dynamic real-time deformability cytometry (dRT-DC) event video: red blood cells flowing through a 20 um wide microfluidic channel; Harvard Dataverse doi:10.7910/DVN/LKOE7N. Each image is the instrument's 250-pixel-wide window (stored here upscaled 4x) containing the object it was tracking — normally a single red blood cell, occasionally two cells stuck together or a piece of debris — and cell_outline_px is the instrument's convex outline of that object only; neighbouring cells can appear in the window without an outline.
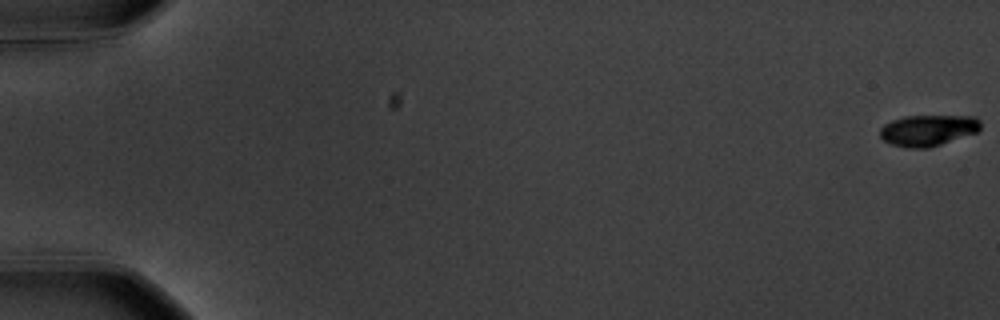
{"species": "common noctule bat (a hibernating species)", "species_latin": "Nyctalus noctula", "temperature_condition": "warm", "stored_images_in_passage": 58, "camera_frame_rate_fps": 3000, "um_per_image_px": 0.085, "animal": {"sex": "male", "body_mass_g": 20.1, "forearm_length_mm": 53.5}, "frame": {"image": 1, "passage_image": 1, "time_ms": 0.0, "image_size_px": [1000, 320], "cell_outline_px": [[980, 128], [976, 132], [928, 148], [908, 148], [892, 144], [884, 140], [880, 136], [880, 128], [884, 124], [892, 120], [904, 116], [976, 116], [980, 120]], "centroid_in_image_um": [78.86, 11.06], "position_along_channel_um": 6.1, "area_um2": 18.09}}
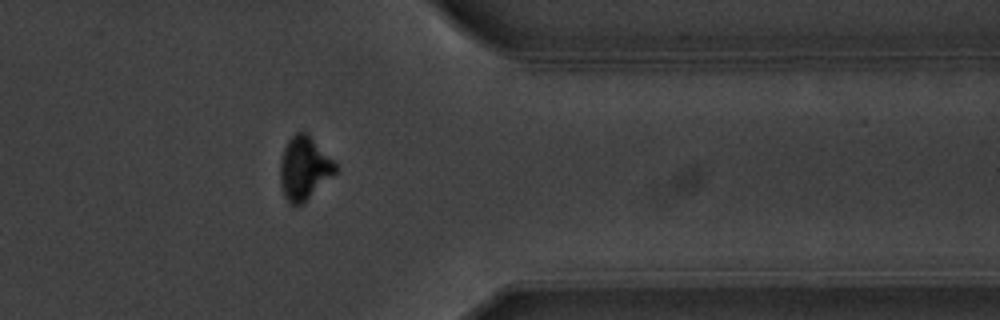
{"frame": {"image": 2, "passage_image": 48, "time_ms": 15.667, "image_size_px": [1000, 320], "cell_outline_px": [[336, 172], [296, 208], [284, 196], [280, 184], [280, 160], [284, 148], [288, 140], [296, 132], [308, 132], [336, 164]], "centroid_in_image_um": [25.82, 14.27], "position_along_channel_um": 385.6, "area_um2": 20.06}}
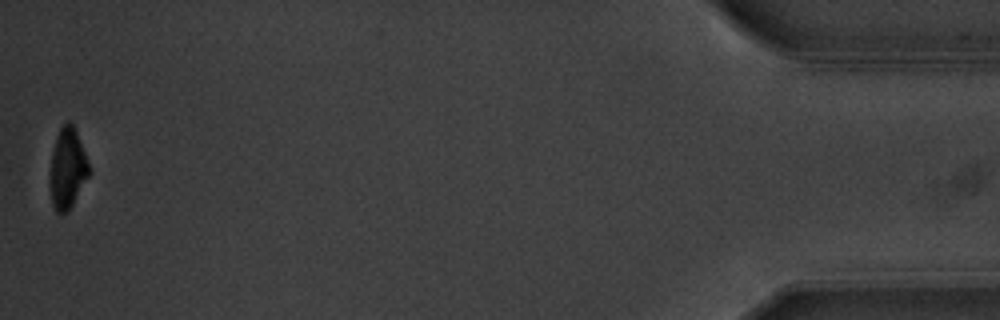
{"frame": {"image": 3, "passage_image": 58, "time_ms": 19.0, "image_size_px": [1000, 320], "cell_outline_px": [[92, 172], [68, 212], [56, 212], [52, 204], [52, 152], [56, 136], [60, 128], [68, 120], [72, 124], [76, 132]], "centroid_in_image_um": [5.78, 14.32], "position_along_channel_um": 429.4, "area_um2": 17.74}, "authors_computed_cell_mechanics": {"area_um2": 20.0277, "velocity_mm_per_s": 3.5991, "shape_relaxation_time_tau1_ms": 2.2215, "shape_relaxation_time_tau2_ms": null, "deformation_change_tau1": 0.1574, "deformation_change_tau2": null}}